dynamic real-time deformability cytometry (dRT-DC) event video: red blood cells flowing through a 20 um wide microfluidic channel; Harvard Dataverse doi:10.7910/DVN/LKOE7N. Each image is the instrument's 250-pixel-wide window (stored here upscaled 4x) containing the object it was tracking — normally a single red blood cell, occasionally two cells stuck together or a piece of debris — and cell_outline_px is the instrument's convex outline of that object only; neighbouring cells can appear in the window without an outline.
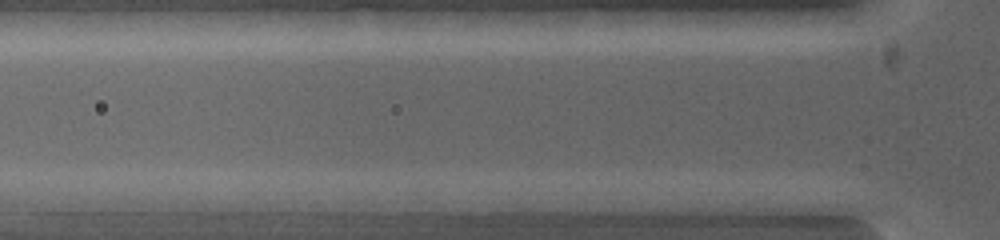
{"species": "common noctule bat (a hibernating species)", "species_latin": "Nyctalus noctula", "temperature_condition": "warm", "stored_images_in_passage": 3, "camera_frame_rate_fps": 5000, "um_per_image_px": 0.085, "animal": {"sex": "female", "body_mass_g": 19.0, "forearm_length_mm": 53.3}, "frame": {"image": 1, "passage_image": 3, "time_ms": 0.4, "image_size_px": [1000, 240], "cell_outline_px": [[788, 216], [768, 216], [696, 208], [696, 200], [704, 192], [788, 200]], "centroid_in_image_um": [63.16, 17.38], "position_along_channel_um": 62.6, "area_um2": 11.21}}